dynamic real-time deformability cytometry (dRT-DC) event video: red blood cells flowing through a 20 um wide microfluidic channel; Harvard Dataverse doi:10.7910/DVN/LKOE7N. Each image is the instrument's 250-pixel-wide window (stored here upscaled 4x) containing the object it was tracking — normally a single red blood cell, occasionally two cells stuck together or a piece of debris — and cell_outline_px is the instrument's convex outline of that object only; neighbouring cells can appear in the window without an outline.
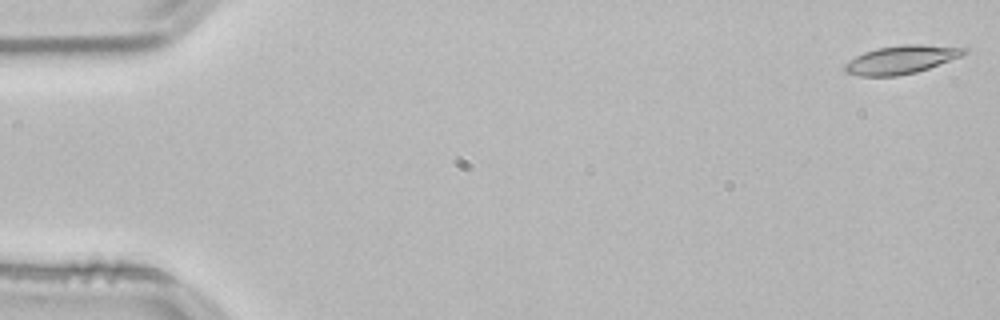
{"species": "common noctule bat (a hibernating species)", "species_latin": "Nyctalus noctula", "temperature_condition": "room temperature", "stored_images_in_passage": 53, "camera_frame_rate_fps": 3000, "um_per_image_px": 0.085, "animal": {"sex": "male", "body_mass_g": 21.5, "forearm_length_mm": 52.0}, "frame": {"image": 1, "passage_image": 1, "time_ms": 0.0, "image_size_px": [1000, 320], "cell_outline_px": [[968, 52], [960, 56], [928, 68], [916, 72], [896, 76], [860, 76], [844, 72], [844, 64], [848, 60], [864, 52], [876, 48], [900, 44], [920, 44], [968, 48]], "centroid_in_image_um": [76.56, 5.06], "position_along_channel_um": 8.4, "area_um2": 19.65}}
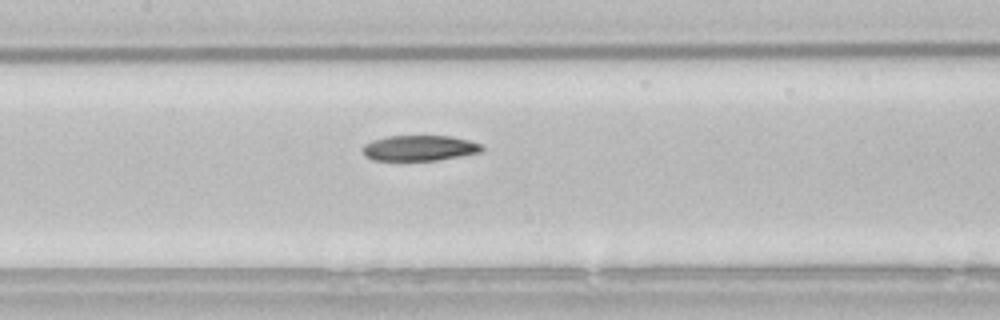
{"frame": {"image": 2, "passage_image": 25, "time_ms": 8.0, "image_size_px": [1000, 320], "cell_outline_px": [[484, 152], [436, 160], [372, 160], [364, 156], [360, 148], [364, 144], [372, 140], [388, 136], [452, 136], [468, 140], [480, 144], [484, 148]], "centroid_in_image_um": [35.63, 12.58], "position_along_channel_um": 171.8, "area_um2": 17.86}}
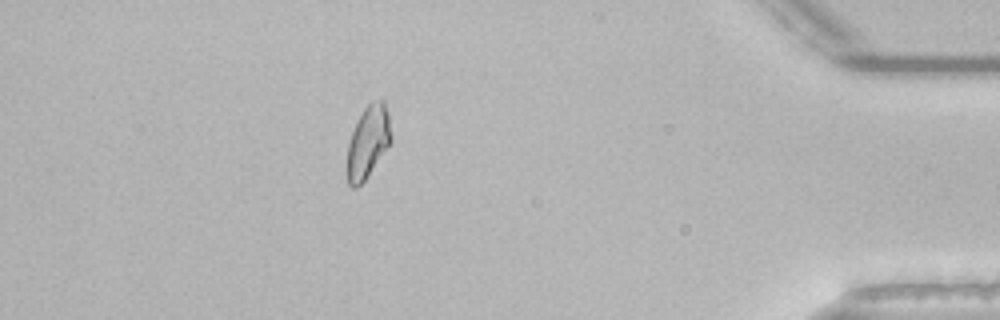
{"frame": {"image": 3, "passage_image": 47, "time_ms": 15.333, "image_size_px": [1000, 320], "cell_outline_px": [[392, 140], [364, 180], [356, 188], [352, 188], [348, 184], [348, 144], [356, 120], [364, 108], [372, 100], [384, 100], [388, 112], [392, 136]], "centroid_in_image_um": [31.29, 12.01], "position_along_channel_um": 403.9, "area_um2": 18.26}, "authors_computed_cell_mechanics": {"area_um2": 19.074, "velocity_mm_per_s": 3.8236, "shape_relaxation_time_tau1_ms": 6.975, "shape_relaxation_time_tau2_ms": 9.9855, "deformation_change_tau1": 0.1546, "deformation_change_tau2": 0.1701}}